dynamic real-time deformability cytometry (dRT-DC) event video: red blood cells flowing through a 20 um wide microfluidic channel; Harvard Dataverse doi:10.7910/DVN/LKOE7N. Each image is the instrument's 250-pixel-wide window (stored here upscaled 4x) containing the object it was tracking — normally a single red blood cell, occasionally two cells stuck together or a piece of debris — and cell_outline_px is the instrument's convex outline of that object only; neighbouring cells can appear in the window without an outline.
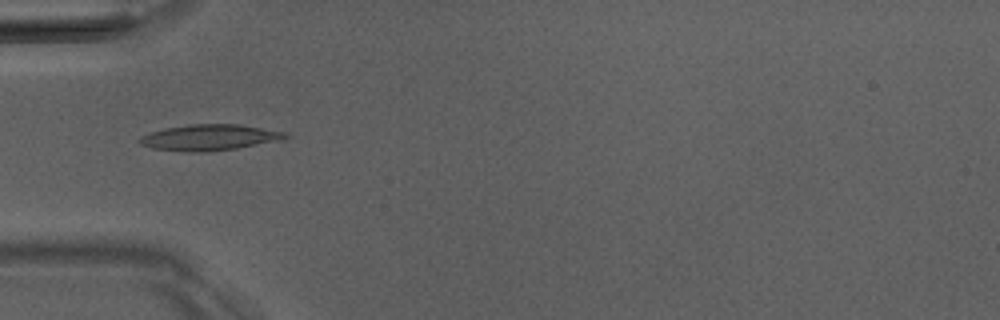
{"species": "Egyptian fruit bat (a non-hibernating species)", "species_latin": "Rousettus aegyptiacus", "temperature_condition": "room temperature", "stored_images_in_passage": 2, "camera_frame_rate_fps": 3000, "um_per_image_px": 0.085, "animal": {"sex": "male"}, "frame": {"image": 1, "passage_image": 2, "time_ms": 1.333, "image_size_px": [1000, 320], "cell_outline_px": [[292, 136], [284, 140], [236, 148], [204, 152], [184, 152], [152, 148], [140, 144], [136, 140], [140, 136], [164, 128], [188, 124], [236, 124], [284, 132]], "centroid_in_image_um": [17.78, 11.69], "position_along_channel_um": 67.2, "area_um2": 22.14}}